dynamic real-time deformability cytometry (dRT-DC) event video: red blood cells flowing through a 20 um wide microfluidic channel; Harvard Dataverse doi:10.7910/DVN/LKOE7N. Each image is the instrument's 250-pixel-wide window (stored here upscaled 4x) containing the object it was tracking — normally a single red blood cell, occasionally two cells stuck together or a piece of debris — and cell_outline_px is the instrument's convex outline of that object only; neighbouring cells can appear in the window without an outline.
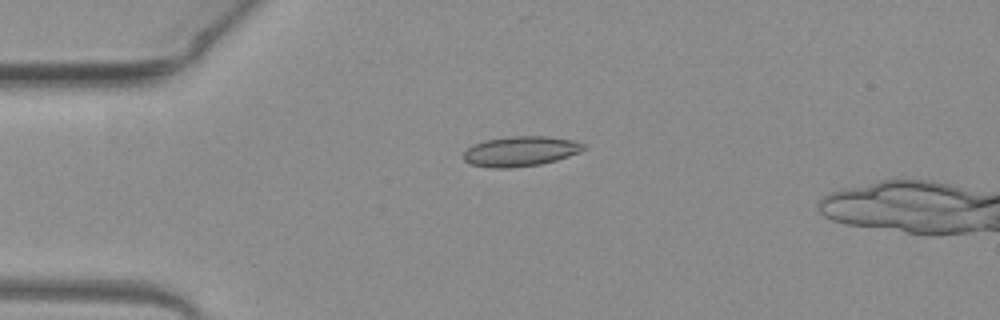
{"species": "common noctule bat (a hibernating species)", "species_latin": "Nyctalus noctula", "temperature_condition": "warm", "stored_images_in_passage": 40, "camera_frame_rate_fps": 3000, "um_per_image_px": 0.085, "animal": {"sex": "female", "body_mass_g": 19.3, "forearm_length_mm": 54.1}, "frame": {"image": 1, "passage_image": 3, "time_ms": 0.667, "image_size_px": [1000, 320], "cell_outline_px": [[588, 144], [580, 152], [556, 160], [540, 164], [512, 168], [488, 168], [468, 164], [464, 160], [464, 152], [472, 144], [484, 140], [508, 136], [548, 136], [576, 140]], "centroid_in_image_um": [44.24, 12.85], "position_along_channel_um": 40.8, "area_um2": 21.39}}
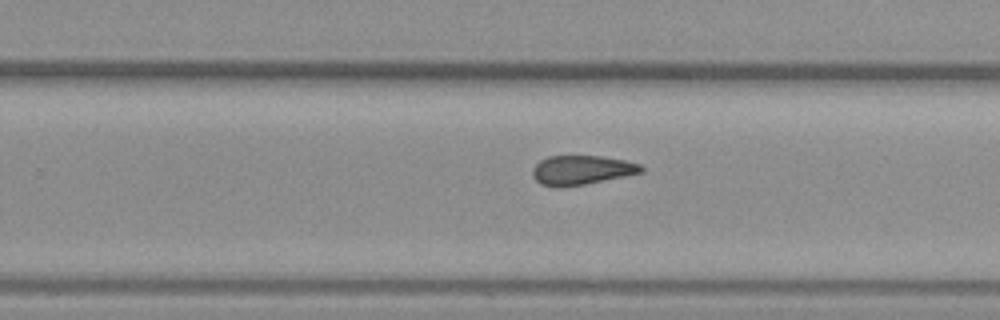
{"frame": {"image": 2, "passage_image": 23, "time_ms": 7.333, "image_size_px": [1000, 320], "cell_outline_px": [[644, 172], [584, 184], [560, 188], [556, 188], [540, 184], [532, 176], [532, 168], [540, 160], [548, 156], [600, 156], [624, 160], [640, 164], [644, 168]], "centroid_in_image_um": [49.4, 14.46], "position_along_channel_um": 280.4, "area_um2": 18.61}}
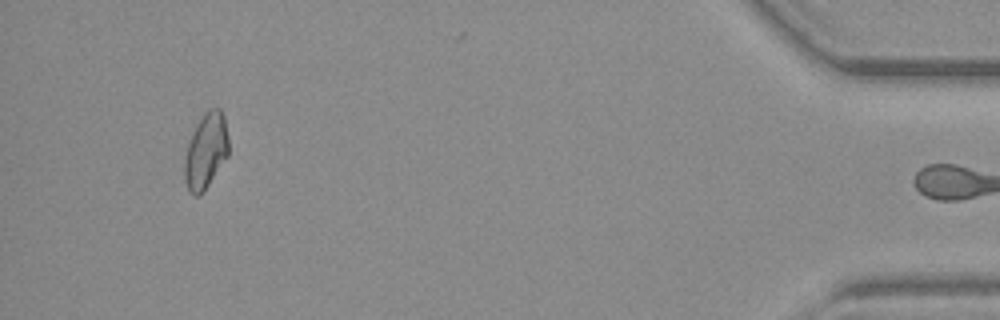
{"frame": {"image": 3, "passage_image": 39, "time_ms": 12.667, "image_size_px": [1000, 320], "cell_outline_px": [[228, 156], [204, 192], [196, 196], [188, 192], [184, 180], [184, 160], [188, 144], [196, 124], [204, 112], [208, 108], [220, 108], [224, 116], [228, 136]], "centroid_in_image_um": [17.49, 12.85], "position_along_channel_um": 417.7, "area_um2": 19.59}, "authors_computed_cell_mechanics": {"area_um2": 19.3052, "velocity_mm_per_s": 3.9976, "shape_relaxation_time_tau1_ms": 8.2307, "shape_relaxation_time_tau2_ms": 2.9577, "deformation_change_tau1": 0.2017, "deformation_change_tau2": 0.1055}}